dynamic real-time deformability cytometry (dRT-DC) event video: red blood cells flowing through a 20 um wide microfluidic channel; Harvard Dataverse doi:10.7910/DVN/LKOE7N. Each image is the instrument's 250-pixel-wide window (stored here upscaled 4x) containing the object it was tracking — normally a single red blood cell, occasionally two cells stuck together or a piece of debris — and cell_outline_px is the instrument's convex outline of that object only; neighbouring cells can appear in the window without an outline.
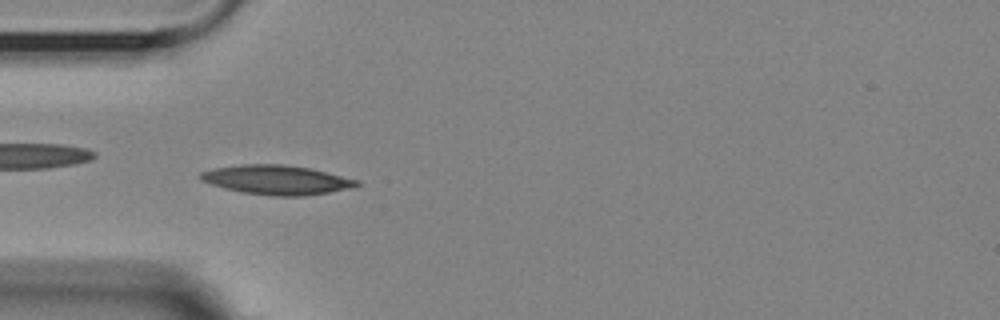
{"species": "Egyptian fruit bat (a non-hibernating species)", "species_latin": "Rousettus aegyptiacus", "temperature_condition": "room temperature", "stored_images_in_passage": 3, "camera_frame_rate_fps": 3000, "um_per_image_px": 0.085, "animal": {"sex": "female"}, "frame": {"image": 1, "passage_image": 3, "time_ms": 2.333, "image_size_px": [1000, 320], "cell_outline_px": [[360, 184], [348, 188], [328, 192], [304, 196], [272, 196], [240, 192], [224, 188], [200, 180], [200, 172], [216, 168], [240, 164], [280, 164], [308, 168], [360, 180]], "centroid_in_image_um": [23.49, 15.29], "position_along_channel_um": 61.5, "area_um2": 26.47}}